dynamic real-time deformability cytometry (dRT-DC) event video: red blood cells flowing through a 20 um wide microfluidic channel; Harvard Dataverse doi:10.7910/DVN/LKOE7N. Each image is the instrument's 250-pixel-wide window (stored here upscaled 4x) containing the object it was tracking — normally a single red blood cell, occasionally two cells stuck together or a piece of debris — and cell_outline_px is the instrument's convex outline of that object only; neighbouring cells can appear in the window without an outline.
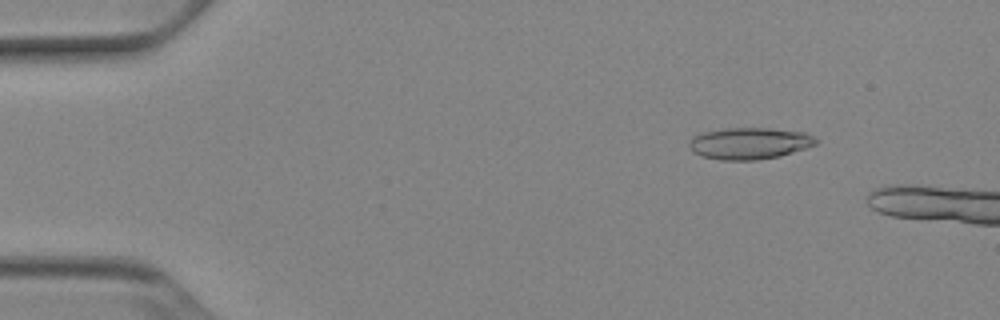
{"species": "Egyptian fruit bat (a non-hibernating species)", "species_latin": "Rousettus aegyptiacus", "temperature_condition": "cold", "stored_images_in_passage": 11, "camera_frame_rate_fps": 3000, "um_per_image_px": 0.085, "animal": {"sex": "female"}, "frame": {"image": 1, "passage_image": 7, "time_ms": 2.0, "image_size_px": [1000, 320], "cell_outline_px": [[820, 140], [816, 144], [780, 156], [756, 160], [720, 160], [700, 156], [692, 152], [688, 148], [688, 144], [692, 136], [704, 132], [724, 128], [768, 128], [804, 132]], "centroid_in_image_um": [63.65, 12.19], "position_along_channel_um": 21.3, "area_um2": 23.52}}